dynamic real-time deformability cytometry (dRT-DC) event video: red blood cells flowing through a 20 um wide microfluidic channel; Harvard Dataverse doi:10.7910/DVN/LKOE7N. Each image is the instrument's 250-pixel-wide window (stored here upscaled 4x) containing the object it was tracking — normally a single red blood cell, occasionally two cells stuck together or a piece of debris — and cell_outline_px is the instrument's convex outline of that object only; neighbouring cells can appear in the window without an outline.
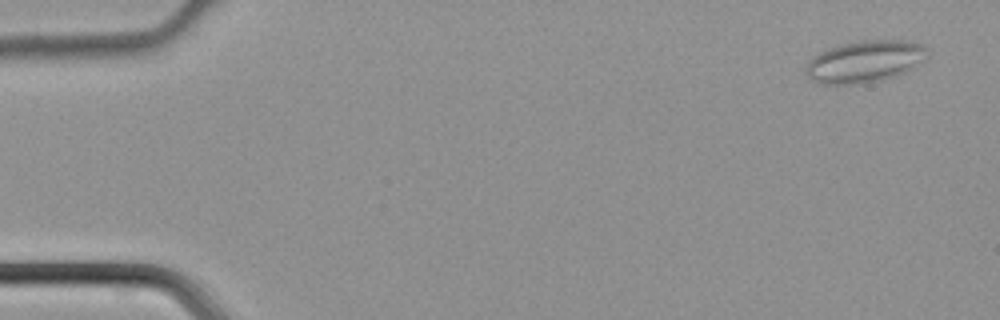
{"species": "common noctule bat (a hibernating species)", "species_latin": "Nyctalus noctula", "temperature_condition": "cold", "stored_images_in_passage": 45, "camera_frame_rate_fps": 3000, "um_per_image_px": 0.085, "animal": {"sex": "male", "body_mass_g": 21.5, "forearm_length_mm": 52.0}, "frame": {"image": 1, "passage_image": 3, "time_ms": 0.667, "image_size_px": [1000, 320], "cell_outline_px": [[928, 56], [904, 72], [896, 76], [880, 80], [860, 84], [820, 84], [812, 80], [804, 72], [808, 60], [820, 52], [828, 48], [844, 44], [864, 40], [900, 40], [924, 44], [928, 48]], "centroid_in_image_um": [73.49, 5.23], "position_along_channel_um": 11.5, "area_um2": 29.59}}
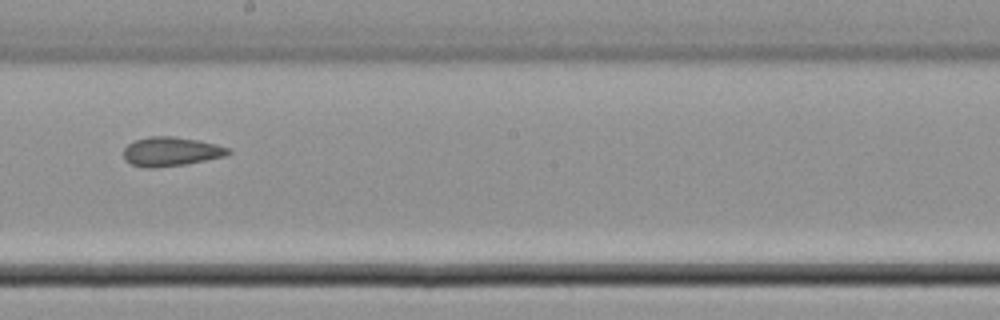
{"frame": {"image": 2, "passage_image": 26, "time_ms": 8.333, "image_size_px": [1000, 320], "cell_outline_px": [[232, 152], [228, 156], [184, 164], [152, 168], [144, 168], [132, 164], [124, 160], [124, 148], [128, 144], [136, 140], [148, 136], [172, 136], [200, 140], [232, 148]], "centroid_in_image_um": [14.58, 12.88], "position_along_channel_um": 233.6, "area_um2": 17.98}}
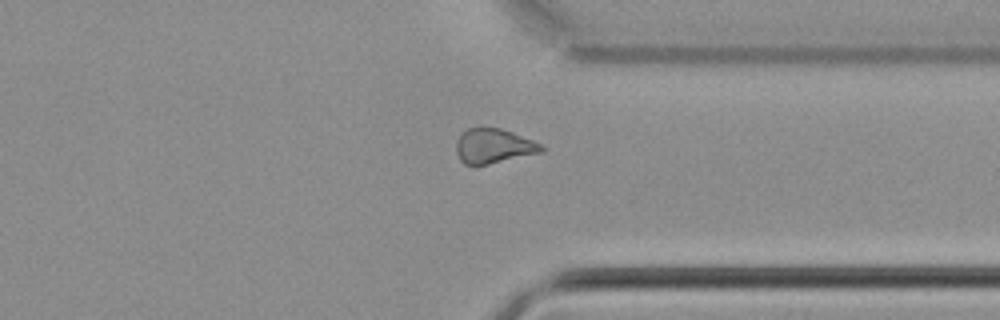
{"frame": {"image": 3, "passage_image": 35, "time_ms": 11.333, "image_size_px": [1000, 320], "cell_outline_px": [[544, 152], [476, 168], [464, 164], [460, 160], [456, 152], [456, 140], [468, 128], [480, 124], [500, 128], [512, 132], [532, 140], [540, 144], [544, 148]], "centroid_in_image_um": [41.92, 12.43], "position_along_channel_um": 369.5, "area_um2": 18.09}}